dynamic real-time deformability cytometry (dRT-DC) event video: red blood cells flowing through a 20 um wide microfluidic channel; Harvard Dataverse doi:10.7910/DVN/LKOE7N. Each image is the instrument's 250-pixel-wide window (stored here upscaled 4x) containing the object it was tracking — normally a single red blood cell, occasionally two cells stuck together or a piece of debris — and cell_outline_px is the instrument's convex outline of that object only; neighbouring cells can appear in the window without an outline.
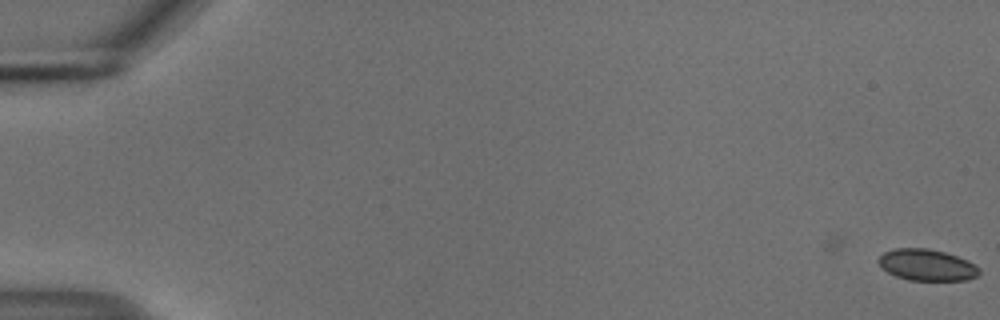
{"species": "common noctule bat (a hibernating species)", "species_latin": "Nyctalus noctula", "temperature_condition": "cold", "stored_images_in_passage": 2, "camera_frame_rate_fps": 3000, "um_per_image_px": 0.085, "animal": {"sex": "male", "body_mass_g": 18.8}, "frame": {"image": 1, "passage_image": 2, "time_ms": 0.333, "image_size_px": [1000, 320], "cell_outline_px": [[980, 272], [976, 276], [968, 280], [908, 280], [896, 276], [888, 272], [880, 264], [880, 256], [884, 252], [896, 248], [928, 248], [944, 252], [968, 260], [980, 268]], "centroid_in_image_um": [78.82, 22.52], "position_along_channel_um": 6.2, "area_um2": 18.26}}